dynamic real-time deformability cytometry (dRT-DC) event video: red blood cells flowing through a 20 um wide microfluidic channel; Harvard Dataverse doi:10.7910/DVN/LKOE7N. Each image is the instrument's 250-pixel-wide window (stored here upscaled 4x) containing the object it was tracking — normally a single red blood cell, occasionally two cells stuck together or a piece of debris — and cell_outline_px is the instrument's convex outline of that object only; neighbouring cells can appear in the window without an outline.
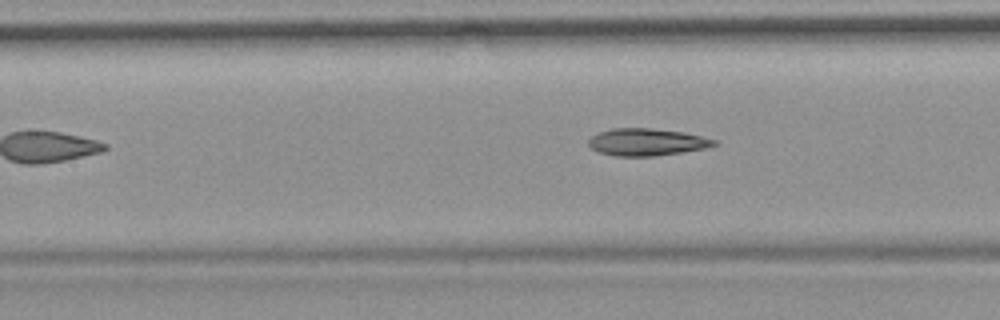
{"species": "common noctule bat (a hibernating species)", "species_latin": "Nyctalus noctula", "temperature_condition": "room temperature", "stored_images_in_passage": 4, "camera_frame_rate_fps": 3000, "um_per_image_px": 0.085, "animal": {"sex": "female", "body_mass_g": 19.9}, "frame": {"image": 1, "passage_image": 4, "time_ms": 3.667, "image_size_px": [1000, 320], "cell_outline_px": [[720, 144], [704, 148], [656, 156], [616, 156], [600, 152], [592, 148], [588, 144], [588, 140], [592, 136], [600, 132], [612, 128], [652, 128], [684, 132], [716, 140]], "centroid_in_image_um": [54.98, 12.07], "position_along_channel_um": 152.4, "area_um2": 19.77}}